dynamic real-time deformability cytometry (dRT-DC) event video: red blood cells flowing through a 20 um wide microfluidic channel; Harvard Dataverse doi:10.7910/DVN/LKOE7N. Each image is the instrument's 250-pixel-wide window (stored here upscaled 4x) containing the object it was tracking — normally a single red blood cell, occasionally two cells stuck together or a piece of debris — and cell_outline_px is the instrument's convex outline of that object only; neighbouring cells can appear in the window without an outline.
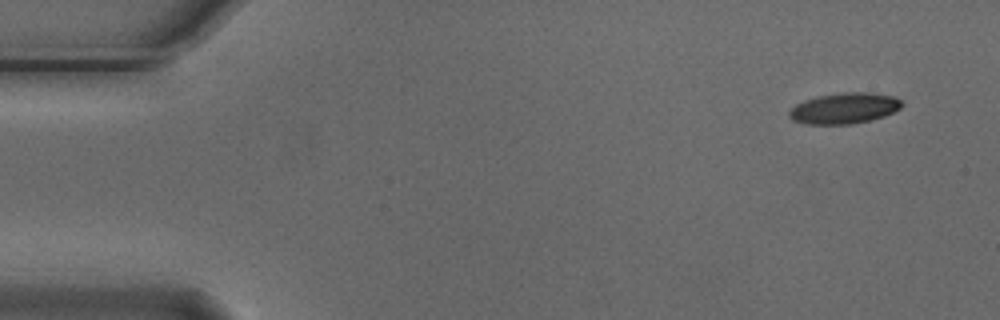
{"species": "Egyptian fruit bat (a non-hibernating species)", "species_latin": "Rousettus aegyptiacus", "temperature_condition": "cold", "stored_images_in_passage": 5, "camera_frame_rate_fps": 3000, "um_per_image_px": 0.085, "animal": {"sex": "male"}, "frame": {"image": 1, "passage_image": 1, "time_ms": 0.0, "image_size_px": [1000, 320], "cell_outline_px": [[904, 104], [900, 108], [884, 116], [852, 124], [804, 124], [792, 120], [788, 116], [788, 112], [796, 104], [804, 100], [820, 96], [844, 92], [872, 92], [892, 96], [900, 100]], "centroid_in_image_um": [71.75, 9.2], "position_along_channel_um": 13.3, "area_um2": 20.17}}
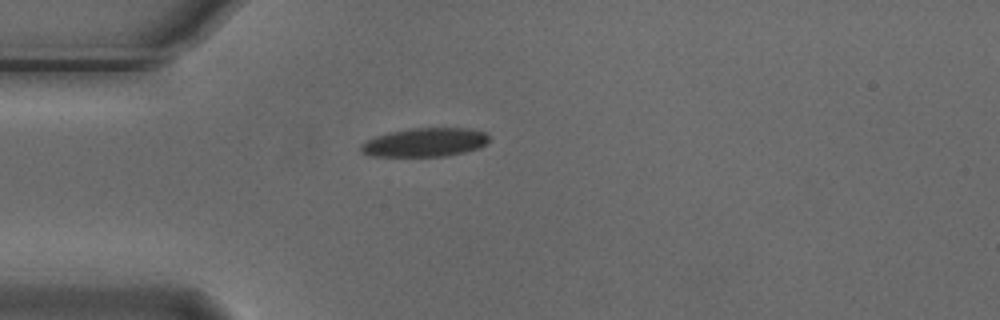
{"frame": {"image": 2, "passage_image": 4, "time_ms": 1.0, "image_size_px": [1000, 320], "cell_outline_px": [[488, 140], [480, 148], [448, 156], [372, 156], [360, 152], [360, 144], [364, 140], [388, 132], [412, 128], [472, 128], [484, 132], [488, 136]], "centroid_in_image_um": [36.08, 12.1], "position_along_channel_um": 48.9, "area_um2": 21.62}}